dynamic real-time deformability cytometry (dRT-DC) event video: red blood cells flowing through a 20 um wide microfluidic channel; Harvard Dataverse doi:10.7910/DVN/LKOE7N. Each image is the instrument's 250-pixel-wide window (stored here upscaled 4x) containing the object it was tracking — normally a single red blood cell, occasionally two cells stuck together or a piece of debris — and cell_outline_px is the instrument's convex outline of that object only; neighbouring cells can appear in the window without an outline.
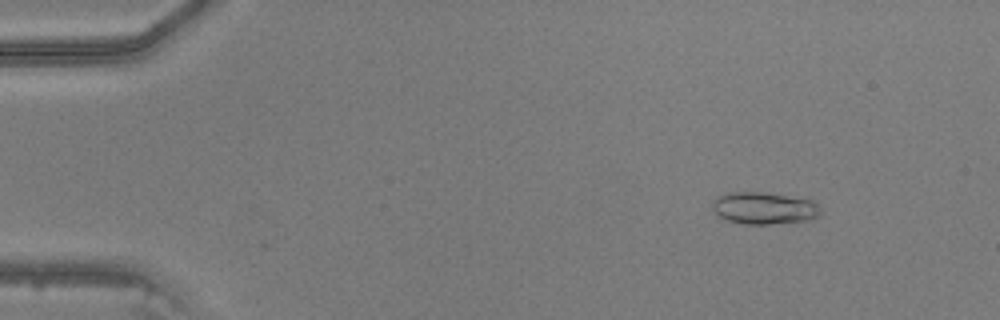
{"species": "common noctule bat (a hibernating species)", "species_latin": "Nyctalus noctula", "temperature_condition": "warm", "stored_images_in_passage": 9, "camera_frame_rate_fps": 3000, "um_per_image_px": 0.085, "animal": {"sex": "male", "body_mass_g": 20.5, "forearm_length_mm": 52.5}, "frame": {"image": 1, "passage_image": 6, "time_ms": 1.667, "image_size_px": [1000, 320], "cell_outline_px": [[820, 216], [808, 220], [768, 224], [744, 224], [728, 220], [720, 216], [712, 208], [712, 200], [716, 196], [728, 192], [760, 192], [812, 200], [820, 208]], "centroid_in_image_um": [64.92, 17.69], "position_along_channel_um": 20.1, "area_um2": 20.06}}